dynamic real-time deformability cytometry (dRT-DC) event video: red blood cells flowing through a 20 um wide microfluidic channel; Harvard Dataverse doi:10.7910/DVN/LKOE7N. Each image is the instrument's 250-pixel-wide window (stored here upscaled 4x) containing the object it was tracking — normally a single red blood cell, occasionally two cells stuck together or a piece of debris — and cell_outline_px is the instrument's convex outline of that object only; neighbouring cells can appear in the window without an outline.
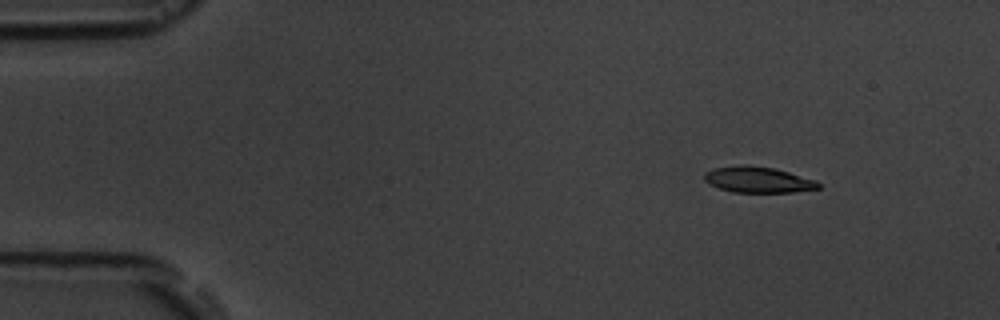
{"species": "common noctule bat (a hibernating species)", "species_latin": "Nyctalus noctula", "temperature_condition": "room temperature", "stored_images_in_passage": 15, "camera_frame_rate_fps": 3000, "um_per_image_px": 0.085, "animal": {"sex": "male", "body_mass_g": 19.5, "forearm_length_mm": 54.6}, "frame": {"image": 1, "passage_image": 1, "time_ms": 0.0, "image_size_px": [1000, 320], "cell_outline_px": [[820, 188], [792, 192], [732, 192], [720, 188], [704, 180], [704, 172], [712, 168], [740, 164], [744, 164], [772, 168], [788, 172], [816, 180], [820, 184]], "centroid_in_image_um": [64.41, 15.26], "position_along_channel_um": 20.6, "area_um2": 17.17}}
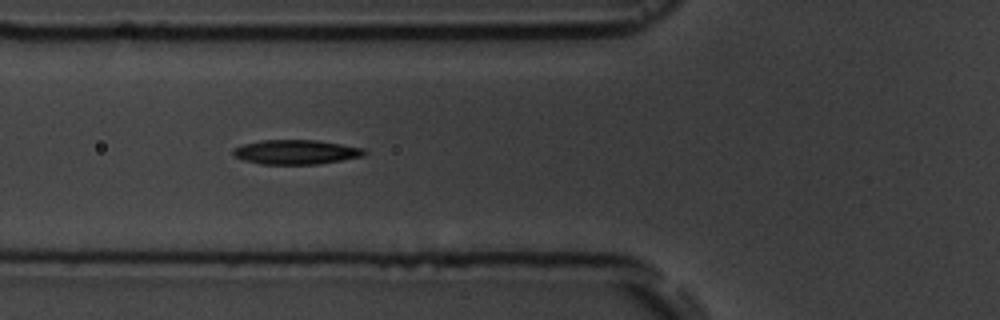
{"frame": {"image": 2, "passage_image": 5, "time_ms": 4.667, "image_size_px": [1000, 320], "cell_outline_px": [[368, 152], [364, 156], [316, 164], [260, 164], [244, 160], [232, 156], [232, 148], [244, 144], [260, 140], [316, 140], [364, 148]], "centroid_in_image_um": [25.12, 12.92], "position_along_channel_um": 100.7, "area_um2": 18.73}}
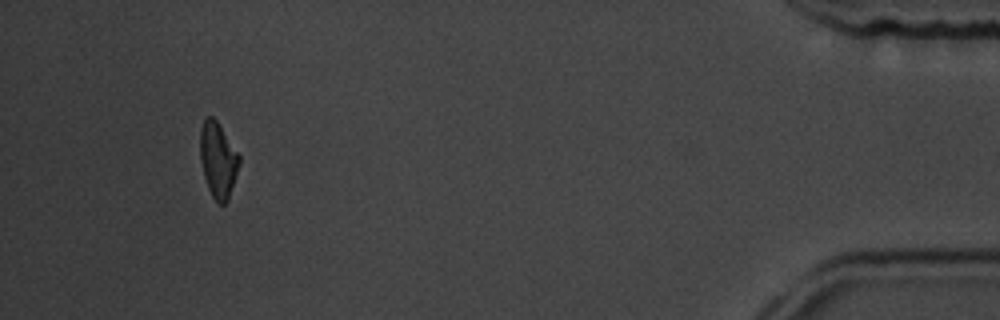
{"frame": {"image": 3, "passage_image": 14, "time_ms": 15.333, "image_size_px": [1000, 320], "cell_outline_px": [[240, 164], [228, 200], [224, 204], [220, 204], [212, 196], [208, 188], [204, 176], [200, 160], [200, 128], [204, 116], [212, 116], [216, 120], [240, 156]], "centroid_in_image_um": [18.52, 13.58], "position_along_channel_um": 416.7, "area_um2": 17.17}, "authors_computed_cell_mechanics": {"area_um2": 17.8024, "velocity_mm_per_s": 3.6291, "shape_relaxation_time_tau1_ms": 3.3978, "shape_relaxation_time_tau2_ms": null, "deformation_change_tau1": 0.12, "deformation_change_tau2": null}}